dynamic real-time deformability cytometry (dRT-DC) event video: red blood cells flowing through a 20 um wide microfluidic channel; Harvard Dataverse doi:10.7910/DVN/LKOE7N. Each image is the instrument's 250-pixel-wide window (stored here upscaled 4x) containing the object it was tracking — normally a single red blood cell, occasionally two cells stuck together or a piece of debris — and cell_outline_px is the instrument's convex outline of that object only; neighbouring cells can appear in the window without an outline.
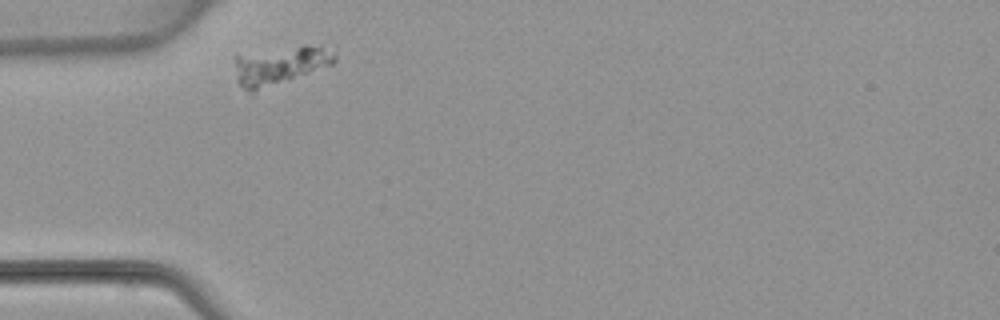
{"species": "common noctule bat (a hibernating species)", "species_latin": "Nyctalus noctula", "temperature_condition": "warm", "stored_images_in_passage": 2, "camera_frame_rate_fps": 3000, "um_per_image_px": 0.085, "animal": {"sex": "female", "body_mass_g": 22.7, "forearm_length_mm": 54.2}, "frame": {"image": 1, "passage_image": 1, "time_ms": 0.0, "image_size_px": [1000, 320], "cell_outline_px": [[336, 60], [332, 64], [256, 92], [248, 92], [236, 80], [232, 56], [236, 52], [304, 44], [308, 44], [320, 48], [336, 56]], "centroid_in_image_um": [23.61, 5.52], "position_along_channel_um": 61.4, "area_um2": 22.95}}